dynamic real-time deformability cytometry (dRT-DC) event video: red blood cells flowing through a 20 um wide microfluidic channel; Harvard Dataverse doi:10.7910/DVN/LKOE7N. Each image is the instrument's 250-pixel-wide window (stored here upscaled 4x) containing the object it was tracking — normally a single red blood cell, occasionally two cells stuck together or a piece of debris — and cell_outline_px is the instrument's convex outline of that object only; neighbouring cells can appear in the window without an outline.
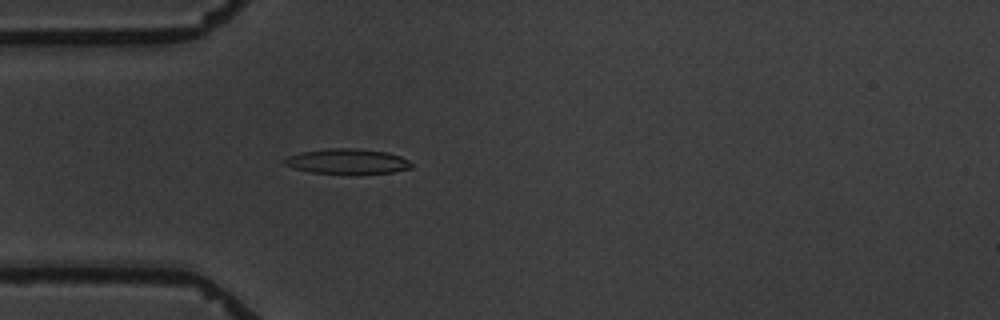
{"species": "common noctule bat (a hibernating species)", "species_latin": "Nyctalus noctula", "temperature_condition": "warm", "stored_images_in_passage": 1, "camera_frame_rate_fps": 3000, "um_per_image_px": 0.085, "animal": {"sex": "male", "body_mass_g": 19.5, "forearm_length_mm": 54.6}, "frame": {"image": 1, "passage_image": 1, "time_ms": 0.0, "image_size_px": [1000, 320], "cell_outline_px": [[412, 168], [392, 172], [312, 172], [292, 168], [284, 164], [284, 160], [288, 156], [300, 152], [328, 148], [356, 148], [388, 152], [400, 156], [408, 160], [412, 164]], "centroid_in_image_um": [29.51, 13.68], "position_along_channel_um": 55.5, "area_um2": 18.09}}